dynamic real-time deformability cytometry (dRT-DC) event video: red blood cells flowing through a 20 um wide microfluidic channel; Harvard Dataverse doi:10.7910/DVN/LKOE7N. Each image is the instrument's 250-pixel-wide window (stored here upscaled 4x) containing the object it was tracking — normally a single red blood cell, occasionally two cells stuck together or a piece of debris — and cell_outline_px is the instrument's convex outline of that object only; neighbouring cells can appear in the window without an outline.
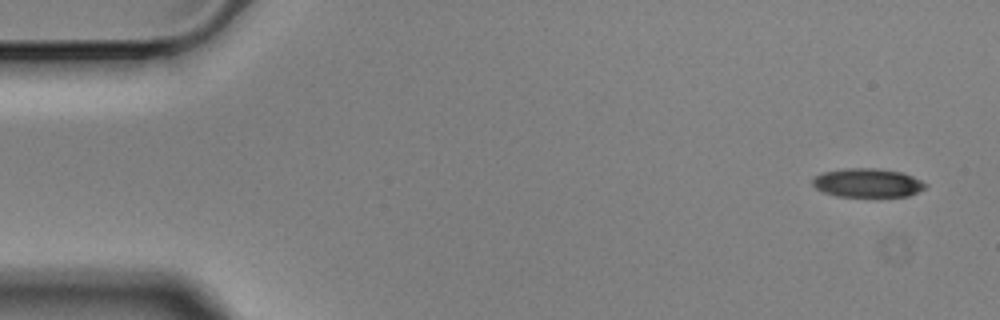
{"species": "Egyptian fruit bat (a non-hibernating species)", "species_latin": "Rousettus aegyptiacus", "temperature_condition": "cold", "stored_images_in_passage": 12, "camera_frame_rate_fps": 3000, "um_per_image_px": 0.085, "animal": {"sex": "male"}, "frame": {"image": 1, "passage_image": 1, "time_ms": 0.0, "image_size_px": [1000, 320], "cell_outline_px": [[928, 184], [924, 188], [908, 196], [836, 196], [824, 192], [816, 188], [812, 184], [812, 180], [816, 176], [824, 172], [844, 168], [876, 168], [900, 172], [912, 176]], "centroid_in_image_um": [73.72, 15.54], "position_along_channel_um": 11.3, "area_um2": 18.73}}